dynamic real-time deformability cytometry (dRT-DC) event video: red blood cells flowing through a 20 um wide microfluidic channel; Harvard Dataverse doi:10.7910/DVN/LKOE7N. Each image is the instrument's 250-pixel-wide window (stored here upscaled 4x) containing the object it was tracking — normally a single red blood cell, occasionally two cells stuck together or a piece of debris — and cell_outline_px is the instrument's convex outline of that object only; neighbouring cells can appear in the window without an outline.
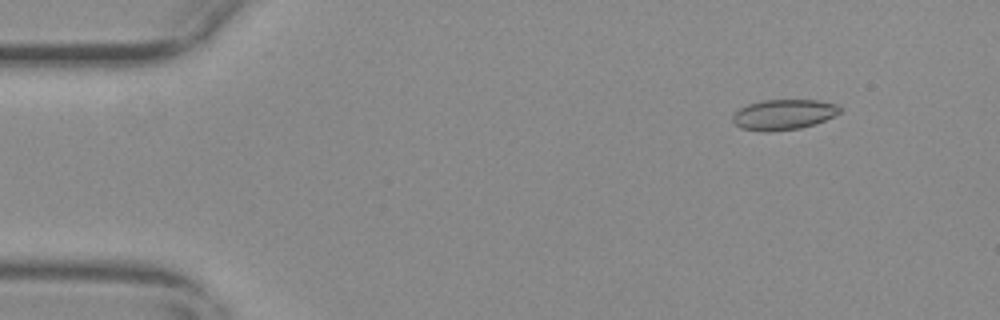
{"species": "common noctule bat (a hibernating species)", "species_latin": "Nyctalus noctula", "temperature_condition": "warm", "stored_images_in_passage": 57, "camera_frame_rate_fps": 3000, "um_per_image_px": 0.085, "animal": {"sex": "female", "body_mass_g": 29.2, "forearm_length_mm": 56.3}, "frame": {"image": 1, "passage_image": 7, "time_ms": 2.0, "image_size_px": [1000, 320], "cell_outline_px": [[844, 108], [840, 112], [816, 124], [800, 128], [772, 132], [764, 132], [740, 128], [732, 120], [732, 116], [740, 108], [748, 104], [760, 100], [816, 100], [836, 104]], "centroid_in_image_um": [66.6, 9.74], "position_along_channel_um": 18.4, "area_um2": 19.07}}
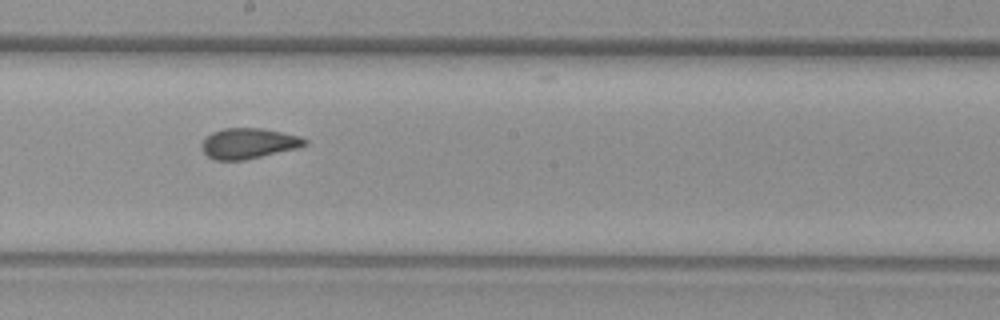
{"frame": {"image": 2, "passage_image": 32, "time_ms": 10.333, "image_size_px": [1000, 320], "cell_outline_px": [[308, 144], [300, 148], [244, 160], [216, 160], [208, 156], [200, 148], [200, 144], [212, 132], [224, 128], [260, 128], [300, 136], [308, 140]], "centroid_in_image_um": [21.15, 12.19], "position_along_channel_um": 227.1, "area_um2": 18.38}}
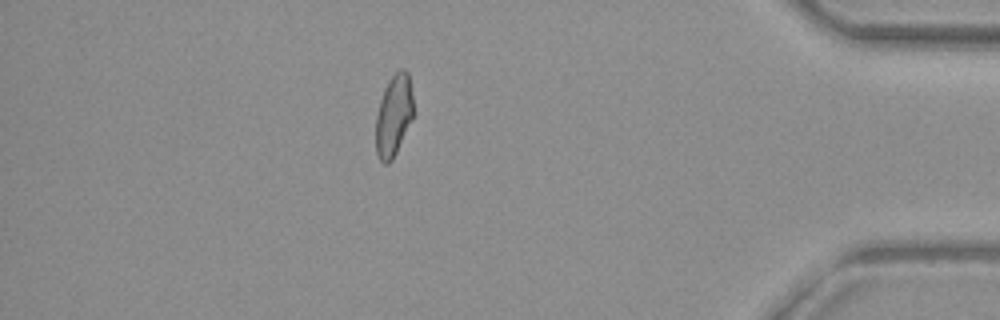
{"frame": {"image": 3, "passage_image": 50, "time_ms": 16.333, "image_size_px": [1000, 320], "cell_outline_px": [[412, 116], [396, 152], [392, 160], [388, 164], [384, 164], [380, 160], [376, 152], [376, 116], [380, 100], [384, 88], [388, 80], [400, 68], [404, 68], [408, 72], [412, 92]], "centroid_in_image_um": [33.44, 9.79], "position_along_channel_um": 401.8, "area_um2": 17.57}, "authors_computed_cell_mechanics": {"area_um2": 18.7272, "velocity_mm_per_s": 3.6644, "shape_relaxation_time_tau1_ms": null, "shape_relaxation_time_tau2_ms": 1.3233, "deformation_change_tau1": null, "deformation_change_tau2": 0.069}}